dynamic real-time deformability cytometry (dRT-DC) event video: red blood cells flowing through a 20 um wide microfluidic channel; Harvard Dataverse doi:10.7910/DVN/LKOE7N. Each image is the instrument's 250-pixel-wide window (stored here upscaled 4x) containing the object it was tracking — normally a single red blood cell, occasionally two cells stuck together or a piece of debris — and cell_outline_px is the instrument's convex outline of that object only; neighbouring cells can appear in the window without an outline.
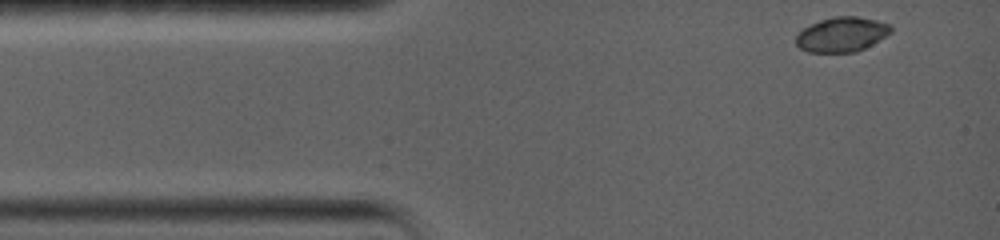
{"species": "common noctule bat (a hibernating species)", "species_latin": "Nyctalus noctula", "temperature_condition": "warm", "stored_images_in_passage": 39, "camera_frame_rate_fps": 5000, "um_per_image_px": 0.085, "animal": {"sex": "female", "body_mass_g": 19.0, "forearm_length_mm": 56.7}, "frame": {"image": 1, "passage_image": 1, "time_ms": 0.0, "image_size_px": [1000, 240], "cell_outline_px": [[892, 32], [872, 44], [856, 52], [808, 52], [800, 48], [796, 44], [796, 36], [804, 28], [820, 20], [832, 16], [856, 16], [876, 20], [892, 24]], "centroid_in_image_um": [71.57, 2.92], "position_along_channel_um": 13.4, "area_um2": 19.19}}
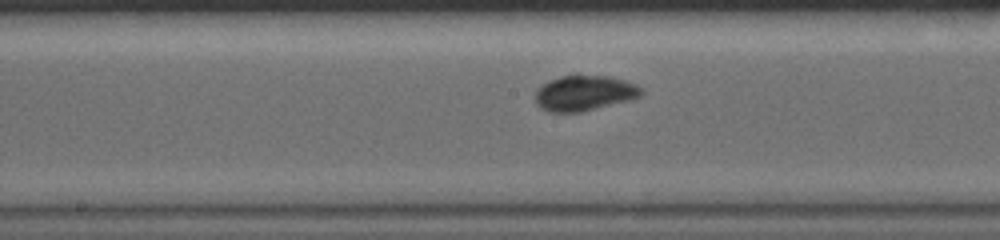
{"frame": {"image": 2, "passage_image": 17, "time_ms": 6.8, "image_size_px": [1000, 240], "cell_outline_px": [[644, 92], [640, 96], [632, 100], [580, 112], [548, 112], [540, 108], [536, 104], [536, 92], [548, 80], [560, 76], [576, 72], [608, 76], [624, 80], [636, 84], [644, 88]], "centroid_in_image_um": [49.7, 7.88], "position_along_channel_um": 198.5, "area_um2": 22.54}}
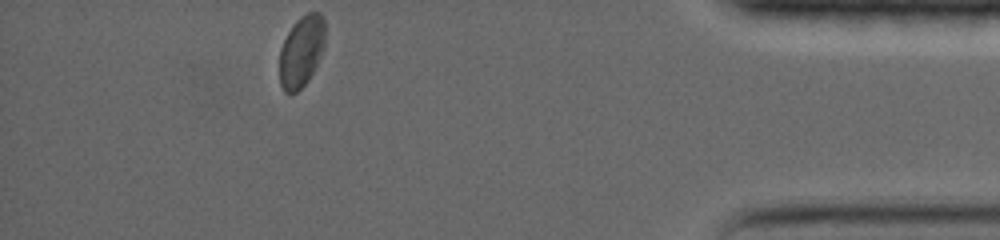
{"frame": {"image": 3, "passage_image": 39, "time_ms": 14.2, "image_size_px": [1000, 240], "cell_outline_px": [[324, 48], [308, 80], [296, 92], [288, 96], [284, 92], [280, 84], [280, 48], [288, 32], [296, 20], [300, 16], [308, 12], [320, 12], [324, 16]], "centroid_in_image_um": [25.61, 4.36], "position_along_channel_um": 409.6, "area_um2": 18.96}, "authors_computed_cell_mechanics": {"area_um2": 20.1722, "velocity_mm_per_s": 3.541, "shape_relaxation_time_tau1_ms": 2.1205, "shape_relaxation_time_tau2_ms": null, "deformation_change_tau1": 0.058, "deformation_change_tau2": null}}